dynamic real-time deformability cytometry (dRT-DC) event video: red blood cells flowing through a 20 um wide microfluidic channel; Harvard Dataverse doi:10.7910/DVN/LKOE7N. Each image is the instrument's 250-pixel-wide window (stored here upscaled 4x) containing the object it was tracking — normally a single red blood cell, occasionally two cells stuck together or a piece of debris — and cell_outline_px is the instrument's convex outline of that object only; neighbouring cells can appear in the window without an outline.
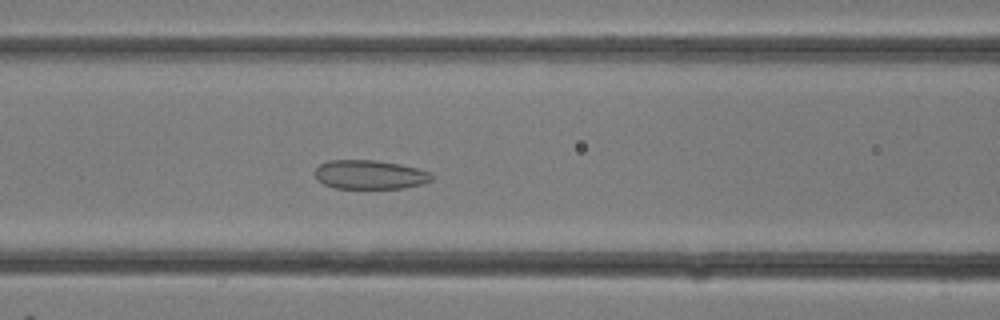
{"species": "common noctule bat (a hibernating species)", "species_latin": "Nyctalus noctula", "temperature_condition": "room temperature", "stored_images_in_passage": 26, "camera_frame_rate_fps": 3000, "um_per_image_px": 0.085, "animal": {"sex": "female"}, "frame": {"image": 1, "passage_image": 11, "time_ms": 3.333, "image_size_px": [1000, 320], "cell_outline_px": [[432, 180], [420, 184], [404, 188], [336, 188], [324, 184], [316, 180], [316, 168], [320, 164], [328, 160], [376, 160], [400, 164], [432, 172]], "centroid_in_image_um": [31.43, 14.84], "position_along_channel_um": 135.2, "area_um2": 19.71}}
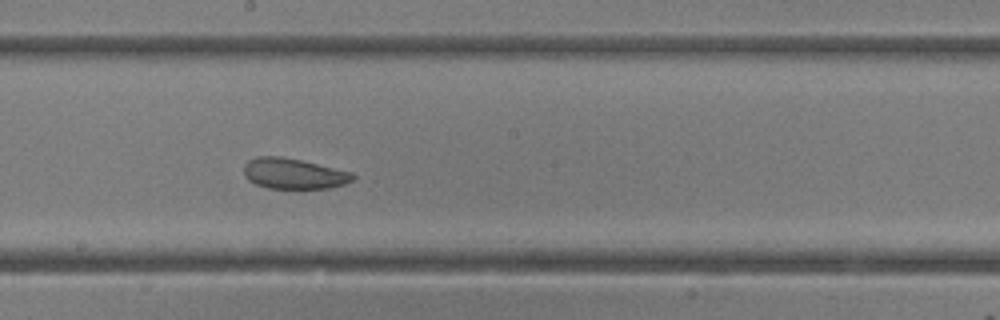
{"frame": {"image": 2, "passage_image": 15, "time_ms": 4.667, "image_size_px": [1000, 320], "cell_outline_px": [[356, 176], [352, 180], [344, 184], [332, 188], [268, 188], [256, 184], [248, 180], [244, 176], [244, 164], [248, 160], [256, 156], [280, 156], [300, 160], [352, 172]], "centroid_in_image_um": [24.94, 14.75], "position_along_channel_um": 223.3, "area_um2": 19.42}}
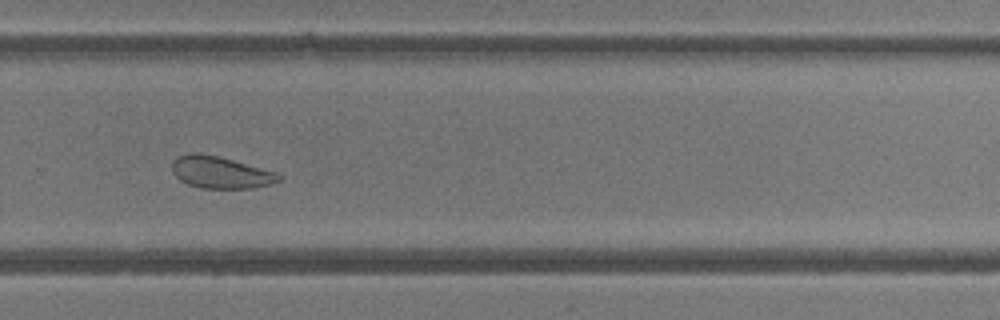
{"frame": {"image": 3, "passage_image": 19, "time_ms": 6.0, "image_size_px": [1000, 320], "cell_outline_px": [[280, 180], [272, 184], [252, 188], [200, 188], [188, 184], [180, 180], [172, 172], [172, 160], [176, 156], [192, 152], [200, 152], [232, 160], [276, 172], [280, 176]], "centroid_in_image_um": [18.69, 14.65], "position_along_channel_um": 311.1, "area_um2": 19.83}}